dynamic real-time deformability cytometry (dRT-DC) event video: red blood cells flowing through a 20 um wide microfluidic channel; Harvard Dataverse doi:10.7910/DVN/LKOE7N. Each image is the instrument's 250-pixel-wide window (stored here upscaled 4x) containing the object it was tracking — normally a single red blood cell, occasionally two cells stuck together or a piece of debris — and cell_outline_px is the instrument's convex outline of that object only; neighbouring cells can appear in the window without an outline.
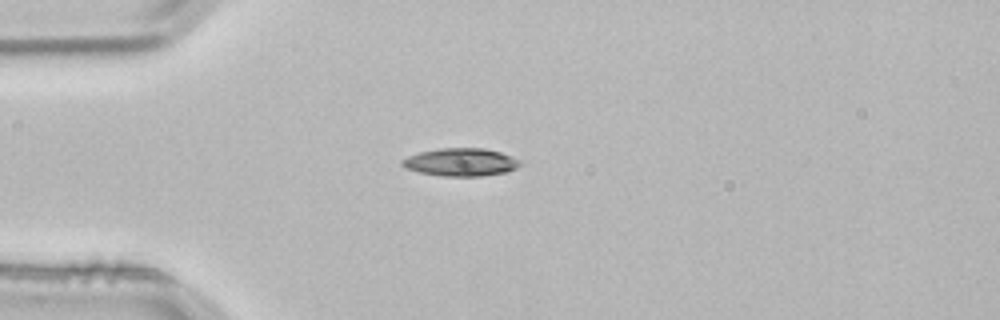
{"species": "common noctule bat (a hibernating species)", "species_latin": "Nyctalus noctula", "temperature_condition": "room temperature", "stored_images_in_passage": 1, "camera_frame_rate_fps": 3000, "um_per_image_px": 0.085, "animal": {"sex": "male", "body_mass_g": 21.5, "forearm_length_mm": 52.0}, "frame": {"image": 1, "passage_image": 1, "time_ms": 0.0, "image_size_px": [1000, 320], "cell_outline_px": [[524, 164], [508, 172], [480, 176], [444, 176], [420, 172], [408, 168], [400, 164], [400, 160], [408, 156], [420, 152], [440, 148], [484, 148], [500, 152], [512, 156], [520, 160]], "centroid_in_image_um": [39.21, 13.78], "position_along_channel_um": 45.8, "area_um2": 19.19}}